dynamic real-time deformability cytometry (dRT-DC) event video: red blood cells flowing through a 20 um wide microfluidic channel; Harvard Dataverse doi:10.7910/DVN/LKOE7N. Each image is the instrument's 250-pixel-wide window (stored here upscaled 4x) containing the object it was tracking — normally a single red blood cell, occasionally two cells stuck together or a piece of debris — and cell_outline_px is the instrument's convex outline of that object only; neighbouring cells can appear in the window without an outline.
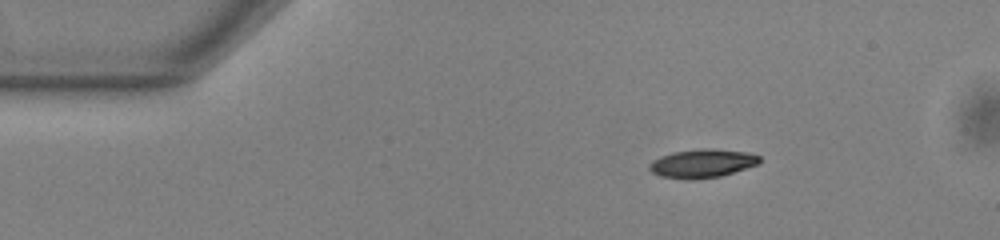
{"species": "common noctule bat (a hibernating species)", "species_latin": "Nyctalus noctula", "temperature_condition": "warm", "stored_images_in_passage": 46, "camera_frame_rate_fps": 3000, "um_per_image_px": 0.085, "animal": {"sex": "male", "body_mass_g": 13.0, "forearm_length_mm": 53.1}, "frame": {"image": 1, "passage_image": 1, "time_ms": 0.0, "image_size_px": [1000, 240], "cell_outline_px": [[760, 164], [720, 176], [692, 180], [688, 180], [660, 176], [652, 172], [648, 168], [648, 164], [652, 160], [660, 156], [672, 152], [700, 148], [712, 148], [748, 152], [760, 156]], "centroid_in_image_um": [59.68, 13.88], "position_along_channel_um": 25.3, "area_um2": 18.61}}
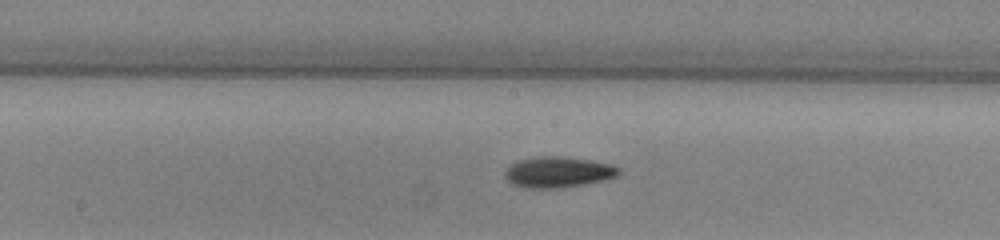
{"frame": {"image": 2, "passage_image": 20, "time_ms": 6.333, "image_size_px": [1000, 240], "cell_outline_px": [[620, 172], [616, 176], [604, 180], [584, 184], [560, 188], [524, 188], [512, 184], [504, 176], [504, 172], [512, 164], [520, 160], [540, 156], [560, 156], [592, 160], [612, 164], [620, 168]], "centroid_in_image_um": [47.45, 14.63], "position_along_channel_um": 200.7, "area_um2": 20.46}}
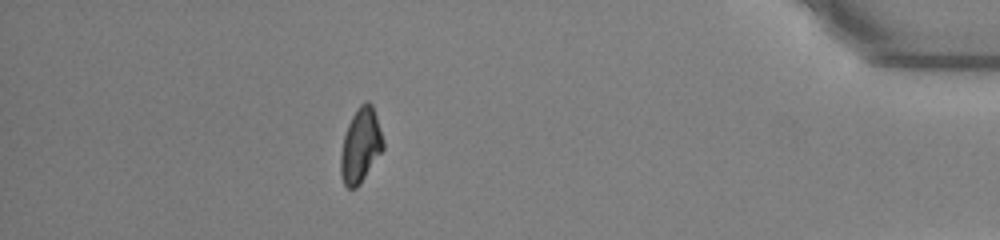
{"frame": {"image": 3, "passage_image": 40, "time_ms": 13.0, "image_size_px": [1000, 240], "cell_outline_px": [[384, 148], [360, 184], [356, 188], [348, 188], [344, 184], [340, 172], [340, 156], [344, 136], [348, 124], [356, 108], [364, 100], [368, 100], [372, 104], [384, 140]], "centroid_in_image_um": [30.65, 12.35], "position_along_channel_um": 404.6, "area_um2": 18.44}, "authors_computed_cell_mechanics": {"area_um2": 18.6694, "velocity_mm_per_s": 3.8307, "shape_relaxation_time_tau1_ms": 4.3885, "shape_relaxation_time_tau2_ms": 7.4113, "deformation_change_tau1": 0.1503, "deformation_change_tau2": 0.1472}}